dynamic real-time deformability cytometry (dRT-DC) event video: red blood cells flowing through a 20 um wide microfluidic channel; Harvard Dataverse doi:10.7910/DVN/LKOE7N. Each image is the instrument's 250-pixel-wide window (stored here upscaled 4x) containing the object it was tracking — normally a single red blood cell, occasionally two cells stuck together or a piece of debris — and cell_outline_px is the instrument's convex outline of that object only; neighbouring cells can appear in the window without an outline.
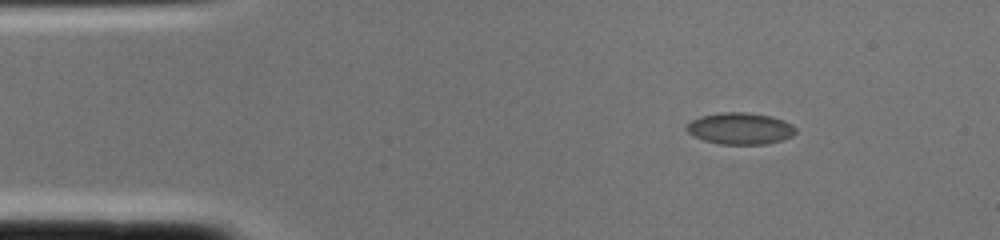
{"species": "common noctule bat (a hibernating species)", "species_latin": "Nyctalus noctula", "temperature_condition": "cold", "stored_images_in_passage": 1, "camera_frame_rate_fps": 3000, "um_per_image_px": 0.085, "animal": {"sex": "female", "body_mass_g": 22.0, "forearm_length_mm": 56.7}, "frame": {"image": 1, "passage_image": 1, "time_ms": 0.0, "image_size_px": [1000, 240], "cell_outline_px": [[796, 132], [792, 136], [780, 140], [764, 144], [720, 144], [704, 140], [688, 132], [684, 128], [692, 120], [700, 116], [720, 112], [744, 112], [772, 116], [784, 120], [792, 124], [796, 128]], "centroid_in_image_um": [62.92, 10.91], "position_along_channel_um": 22.1, "area_um2": 20.06}}